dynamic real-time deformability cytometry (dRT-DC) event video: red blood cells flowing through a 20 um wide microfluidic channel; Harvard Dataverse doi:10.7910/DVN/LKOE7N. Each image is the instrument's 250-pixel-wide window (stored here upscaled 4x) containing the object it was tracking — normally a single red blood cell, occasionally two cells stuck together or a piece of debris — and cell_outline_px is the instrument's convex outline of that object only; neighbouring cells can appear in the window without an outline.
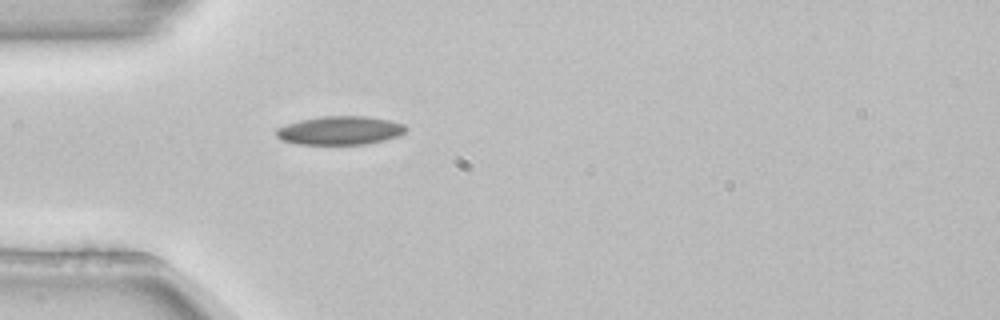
{"species": "common noctule bat (a hibernating species)", "species_latin": "Nyctalus noctula", "temperature_condition": "room temperature", "stored_images_in_passage": 1, "camera_frame_rate_fps": 3000, "um_per_image_px": 0.085, "animal": {"sex": "female", "body_mass_g": 22.7, "forearm_length_mm": 54.2}, "frame": {"image": 1, "passage_image": 1, "time_ms": 0.0, "image_size_px": [1000, 320], "cell_outline_px": [[408, 128], [400, 136], [384, 140], [364, 144], [296, 144], [280, 140], [276, 136], [276, 128], [300, 120], [320, 116], [368, 116], [392, 120], [404, 124]], "centroid_in_image_um": [28.92, 11.08], "position_along_channel_um": 56.1, "area_um2": 21.79}}